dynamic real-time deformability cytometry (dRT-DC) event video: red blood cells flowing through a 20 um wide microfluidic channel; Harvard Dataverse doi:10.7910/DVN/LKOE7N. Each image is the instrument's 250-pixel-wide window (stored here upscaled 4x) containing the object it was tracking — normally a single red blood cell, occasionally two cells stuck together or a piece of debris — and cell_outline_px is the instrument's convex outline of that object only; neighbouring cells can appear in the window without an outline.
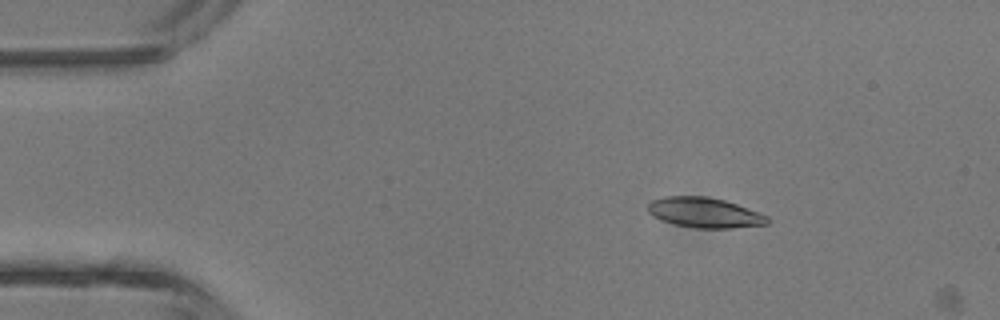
{"species": "common noctule bat (a hibernating species)", "species_latin": "Nyctalus noctula", "temperature_condition": "room temperature", "stored_images_in_passage": 2, "camera_frame_rate_fps": 3000, "um_per_image_px": 0.085, "animal": {"sex": "male", "body_mass_g": 13.3}, "frame": {"image": 1, "passage_image": 1, "time_ms": 0.0, "image_size_px": [1000, 320], "cell_outline_px": [[768, 224], [732, 228], [696, 228], [676, 224], [652, 216], [648, 212], [648, 204], [652, 200], [664, 196], [704, 196], [724, 200], [736, 204], [768, 216]], "centroid_in_image_um": [59.87, 18.07], "position_along_channel_um": 25.1, "area_um2": 20.75}}